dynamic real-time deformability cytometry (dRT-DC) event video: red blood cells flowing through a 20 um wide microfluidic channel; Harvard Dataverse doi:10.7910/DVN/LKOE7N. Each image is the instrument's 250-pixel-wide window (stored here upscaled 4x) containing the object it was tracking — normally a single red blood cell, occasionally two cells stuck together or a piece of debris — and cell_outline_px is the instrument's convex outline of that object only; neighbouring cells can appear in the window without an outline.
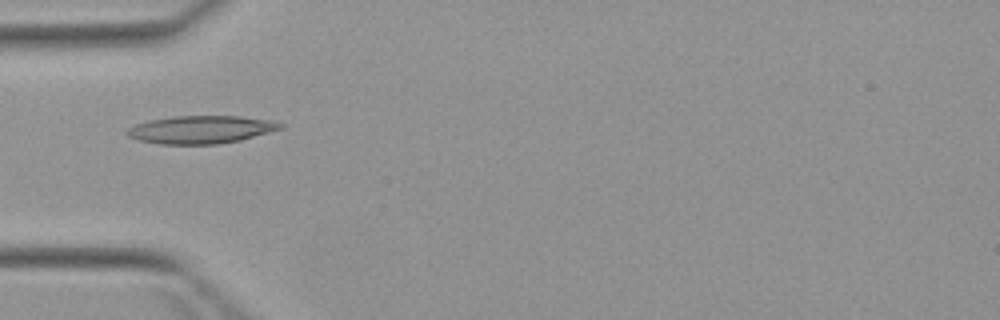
{"species": "Egyptian fruit bat (a non-hibernating species)", "species_latin": "Rousettus aegyptiacus", "temperature_condition": "warm", "stored_images_in_passage": 5, "camera_frame_rate_fps": 3000, "um_per_image_px": 0.085, "animal": {"sex": "female"}, "frame": {"image": 1, "passage_image": 5, "time_ms": 4.667, "image_size_px": [1000, 320], "cell_outline_px": [[284, 128], [240, 140], [216, 144], [160, 144], [140, 140], [128, 136], [124, 132], [128, 128], [136, 124], [148, 120], [172, 116], [240, 116], [272, 120], [284, 124]], "centroid_in_image_um": [17.08, 11.0], "position_along_channel_um": 67.9, "area_um2": 24.91}}